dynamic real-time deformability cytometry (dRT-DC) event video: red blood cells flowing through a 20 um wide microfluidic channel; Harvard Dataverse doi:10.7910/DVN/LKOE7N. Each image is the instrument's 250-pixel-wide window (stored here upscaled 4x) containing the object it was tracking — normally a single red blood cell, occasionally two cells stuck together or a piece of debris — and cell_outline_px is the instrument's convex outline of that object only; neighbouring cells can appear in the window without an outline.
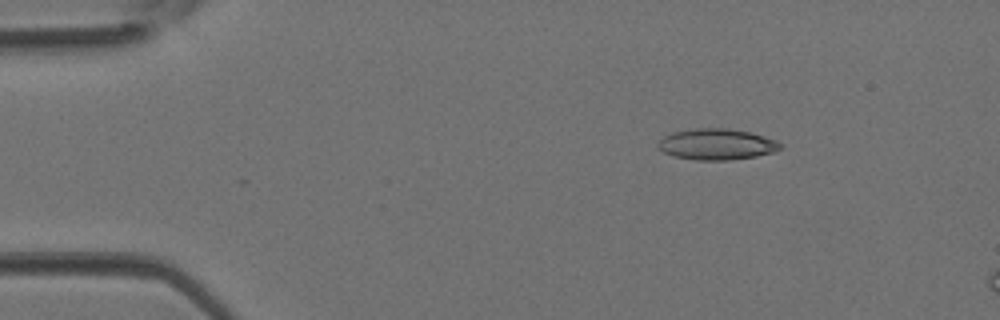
{"species": "Egyptian fruit bat (a non-hibernating species)", "species_latin": "Rousettus aegyptiacus", "temperature_condition": "room temperature", "stored_images_in_passage": 3, "camera_frame_rate_fps": 3000, "um_per_image_px": 0.085, "animal": {"sex": "female"}, "frame": {"image": 1, "passage_image": 2, "time_ms": 0.333, "image_size_px": [1000, 320], "cell_outline_px": [[784, 144], [776, 152], [756, 156], [728, 160], [696, 160], [672, 156], [664, 152], [656, 144], [664, 136], [672, 132], [696, 128], [728, 128], [748, 132], [776, 140]], "centroid_in_image_um": [60.92, 12.26], "position_along_channel_um": 24.1, "area_um2": 22.14}}